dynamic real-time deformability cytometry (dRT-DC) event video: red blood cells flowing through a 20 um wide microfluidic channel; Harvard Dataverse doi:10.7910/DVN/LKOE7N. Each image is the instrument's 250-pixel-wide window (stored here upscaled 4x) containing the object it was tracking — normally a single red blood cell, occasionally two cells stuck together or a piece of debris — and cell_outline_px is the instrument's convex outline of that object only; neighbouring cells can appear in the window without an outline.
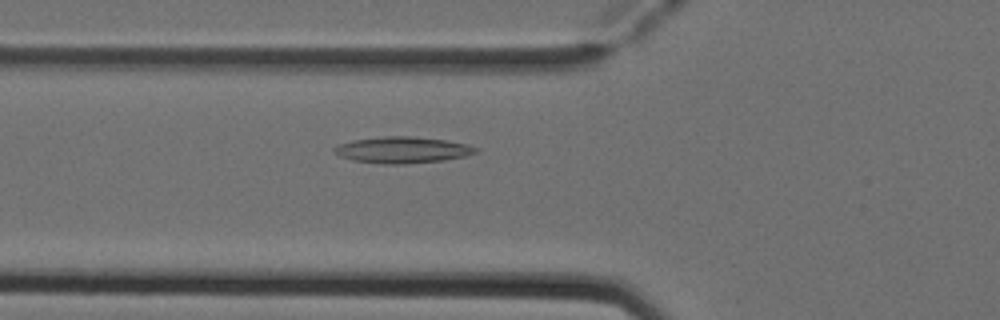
{"species": "Egyptian fruit bat (a non-hibernating species)", "species_latin": "Rousettus aegyptiacus", "temperature_condition": "cold", "stored_images_in_passage": 41, "camera_frame_rate_fps": 3000, "um_per_image_px": 0.085, "animal": {"sex": "female"}, "frame": {"image": 1, "passage_image": 8, "time_ms": 2.333, "image_size_px": [1000, 320], "cell_outline_px": [[476, 152], [464, 156], [444, 160], [404, 164], [384, 164], [352, 160], [340, 156], [332, 152], [332, 148], [340, 144], [352, 140], [384, 136], [408, 136], [444, 140], [468, 144], [476, 148]], "centroid_in_image_um": [34.15, 12.74], "position_along_channel_um": 91.7, "area_um2": 21.56}}
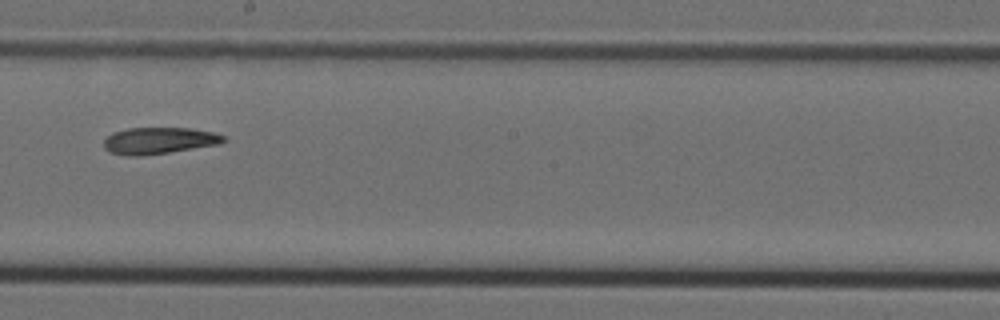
{"frame": {"image": 2, "passage_image": 19, "time_ms": 6.0, "image_size_px": [1000, 320], "cell_outline_px": [[224, 140], [220, 144], [168, 152], [140, 156], [128, 156], [108, 152], [104, 148], [104, 140], [112, 132], [128, 128], [192, 128], [212, 132], [224, 136]], "centroid_in_image_um": [13.46, 11.95], "position_along_channel_um": 234.7, "area_um2": 18.5}}
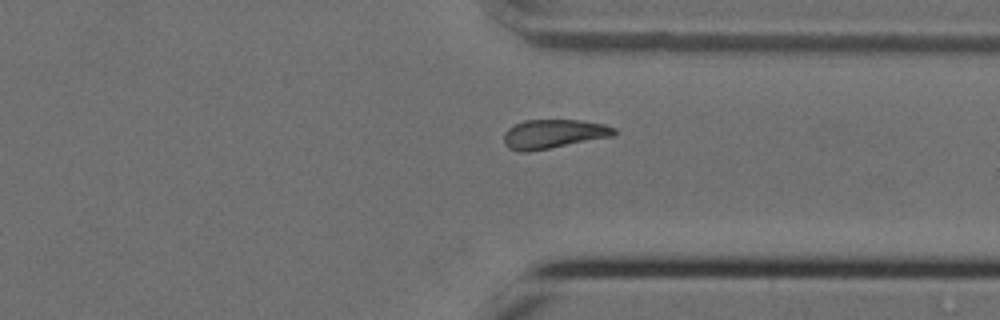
{"frame": {"image": 3, "passage_image": 29, "time_ms": 9.333, "image_size_px": [1000, 320], "cell_outline_px": [[616, 136], [528, 152], [520, 152], [508, 148], [504, 144], [504, 132], [508, 128], [524, 120], [580, 120], [604, 124], [616, 128]], "centroid_in_image_um": [47.06, 11.39], "position_along_channel_um": 364.3, "area_um2": 18.84}}